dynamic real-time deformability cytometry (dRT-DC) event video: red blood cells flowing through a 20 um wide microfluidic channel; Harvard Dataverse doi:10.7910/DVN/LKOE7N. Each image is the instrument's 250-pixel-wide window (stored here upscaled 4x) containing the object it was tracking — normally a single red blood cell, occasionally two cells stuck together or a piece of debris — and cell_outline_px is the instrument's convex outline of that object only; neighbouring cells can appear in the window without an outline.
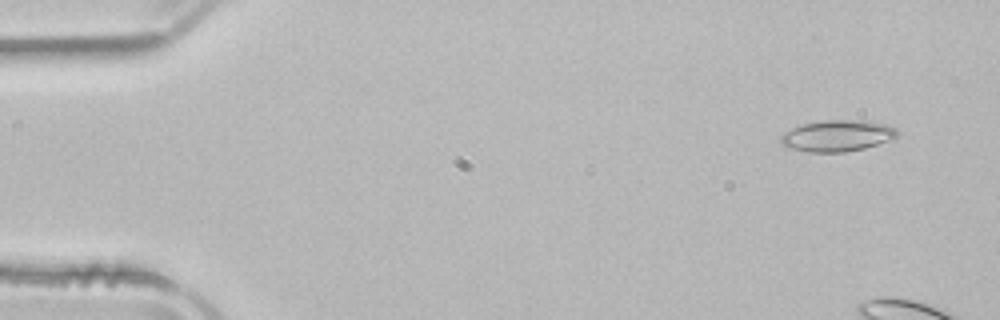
{"species": "common noctule bat (a hibernating species)", "species_latin": "Nyctalus noctula", "temperature_condition": "room temperature", "stored_images_in_passage": 10, "camera_frame_rate_fps": 3000, "um_per_image_px": 0.085, "animal": {"sex": "male", "body_mass_g": 21.5, "forearm_length_mm": 52.0}, "frame": {"image": 1, "passage_image": 4, "time_ms": 1.0, "image_size_px": [1000, 320], "cell_outline_px": [[896, 136], [888, 140], [864, 148], [844, 152], [808, 152], [788, 148], [780, 144], [780, 136], [784, 132], [800, 124], [820, 120], [864, 120], [888, 124], [896, 128]], "centroid_in_image_um": [71.11, 11.53], "position_along_channel_um": 13.9, "area_um2": 21.39}}